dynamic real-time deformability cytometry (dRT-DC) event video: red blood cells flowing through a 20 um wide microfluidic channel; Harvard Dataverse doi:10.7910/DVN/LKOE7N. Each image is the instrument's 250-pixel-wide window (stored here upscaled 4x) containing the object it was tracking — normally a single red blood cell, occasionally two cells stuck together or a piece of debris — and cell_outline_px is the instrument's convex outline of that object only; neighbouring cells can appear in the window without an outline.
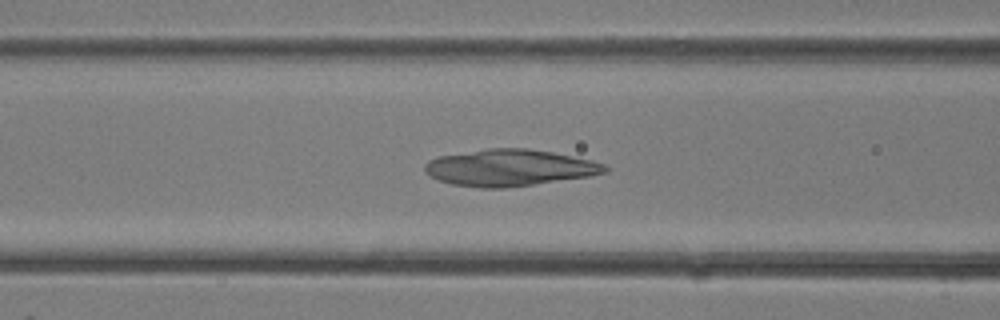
{"species": "common noctule bat (a hibernating species)", "species_latin": "Nyctalus noctula", "temperature_condition": "room temperature", "stored_images_in_passage": 33, "camera_frame_rate_fps": 3000, "um_per_image_px": 0.085, "animal": {"sex": "female"}, "frame": {"image": 1, "passage_image": 13, "time_ms": 4.0, "image_size_px": [1000, 320], "cell_outline_px": [[608, 172], [592, 176], [508, 188], [480, 188], [452, 184], [440, 180], [424, 172], [424, 164], [428, 160], [436, 156], [488, 148], [528, 148], [552, 152], [592, 160], [604, 164], [608, 168]], "centroid_in_image_um": [43.31, 14.26], "position_along_channel_um": 123.3, "area_um2": 38.73}}
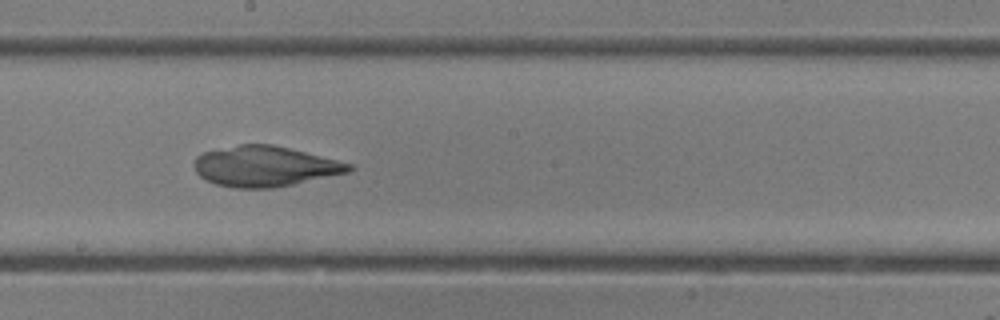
{"frame": {"image": 2, "passage_image": 18, "time_ms": 5.667, "image_size_px": [1000, 320], "cell_outline_px": [[356, 168], [348, 172], [292, 184], [272, 188], [232, 188], [216, 184], [204, 180], [196, 172], [192, 164], [196, 156], [204, 152], [240, 144], [272, 144], [352, 164]], "centroid_in_image_um": [22.45, 14.14], "position_along_channel_um": 225.7, "area_um2": 36.24}}
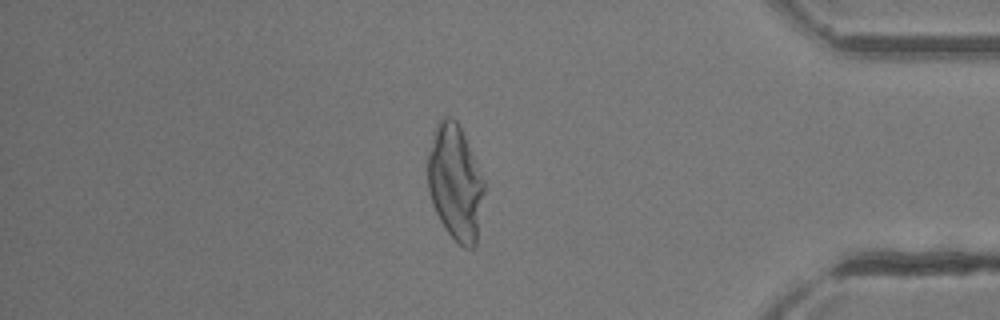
{"frame": {"image": 3, "passage_image": 28, "time_ms": 9.0, "image_size_px": [1000, 320], "cell_outline_px": [[484, 192], [476, 244], [472, 248], [464, 248], [444, 228], [432, 204], [428, 188], [428, 152], [432, 132], [436, 124], [444, 116], [452, 116], [456, 120], [464, 136], [484, 180]], "centroid_in_image_um": [38.68, 15.5], "position_along_channel_um": 396.5, "area_um2": 37.74}}